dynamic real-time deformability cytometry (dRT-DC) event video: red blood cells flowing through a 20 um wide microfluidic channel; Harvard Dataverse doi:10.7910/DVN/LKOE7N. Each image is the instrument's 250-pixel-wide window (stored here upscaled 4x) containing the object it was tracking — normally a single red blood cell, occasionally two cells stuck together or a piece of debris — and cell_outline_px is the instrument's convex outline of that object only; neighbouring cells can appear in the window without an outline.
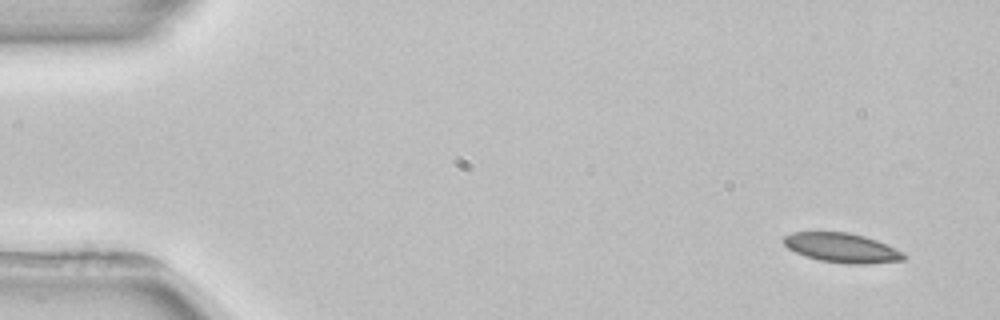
{"species": "common noctule bat (a hibernating species)", "species_latin": "Nyctalus noctula", "temperature_condition": "room temperature", "stored_images_in_passage": 4, "camera_frame_rate_fps": 3000, "um_per_image_px": 0.085, "animal": {"sex": "female", "body_mass_g": 22.7, "forearm_length_mm": 54.2}, "frame": {"image": 1, "passage_image": 1, "time_ms": 0.0, "image_size_px": [1000, 320], "cell_outline_px": [[908, 256], [904, 260], [864, 264], [848, 264], [820, 260], [804, 256], [788, 248], [784, 244], [784, 236], [792, 232], [848, 232], [864, 236], [876, 240], [904, 252]], "centroid_in_image_um": [71.58, 21.07], "position_along_channel_um": 13.4, "area_um2": 20.58}}
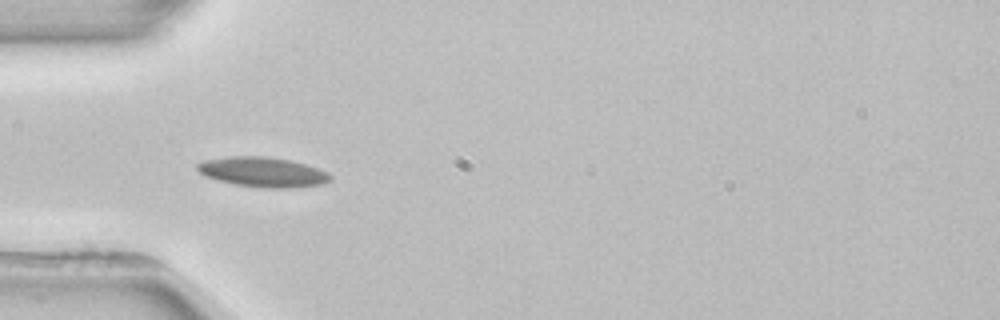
{"frame": {"image": 2, "passage_image": 4, "time_ms": 4.333, "image_size_px": [1000, 320], "cell_outline_px": [[332, 180], [324, 184], [292, 188], [264, 188], [236, 184], [204, 176], [196, 168], [196, 164], [204, 160], [228, 156], [268, 156], [292, 160], [328, 172], [332, 176]], "centroid_in_image_um": [22.36, 14.62], "position_along_channel_um": 62.6, "area_um2": 23.29}}